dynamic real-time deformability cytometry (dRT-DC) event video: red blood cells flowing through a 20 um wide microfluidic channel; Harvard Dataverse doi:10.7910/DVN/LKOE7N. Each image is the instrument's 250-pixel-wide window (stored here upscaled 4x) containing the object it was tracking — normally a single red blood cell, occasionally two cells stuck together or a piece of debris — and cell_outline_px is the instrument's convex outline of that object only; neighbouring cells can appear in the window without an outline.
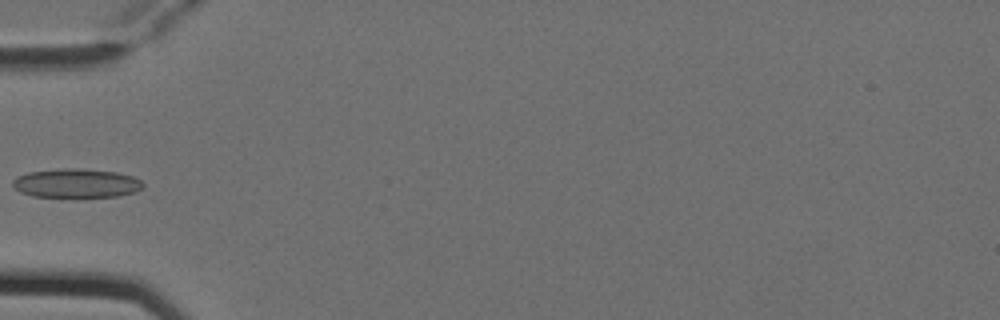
{"species": "Egyptian fruit bat (a non-hibernating species)", "species_latin": "Rousettus aegyptiacus", "temperature_condition": "cold", "stored_images_in_passage": 6, "camera_frame_rate_fps": 3000, "um_per_image_px": 0.085, "animal": {"sex": "female"}, "frame": {"image": 1, "passage_image": 5, "time_ms": 1.333, "image_size_px": [1000, 320], "cell_outline_px": [[144, 184], [136, 192], [116, 196], [76, 200], [72, 200], [32, 196], [20, 192], [12, 184], [12, 180], [16, 176], [28, 172], [64, 168], [80, 168], [116, 172], [132, 176], [140, 180]], "centroid_in_image_um": [6.45, 15.62], "position_along_channel_um": 78.5, "area_um2": 23.06}}
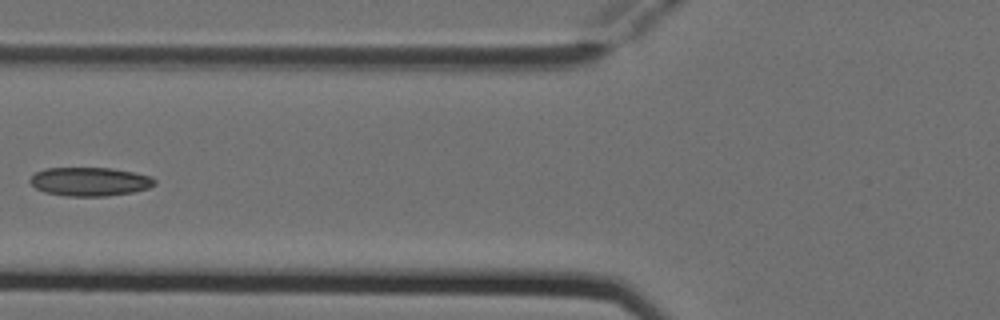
{"frame": {"image": 2, "passage_image": 6, "time_ms": 1.667, "image_size_px": [1000, 320], "cell_outline_px": [[156, 184], [148, 188], [132, 192], [108, 196], [68, 196], [44, 192], [36, 188], [28, 180], [36, 172], [48, 168], [112, 168], [136, 172], [152, 176], [156, 180]], "centroid_in_image_um": [7.67, 15.43], "position_along_channel_um": 118.1, "area_um2": 20.92}}